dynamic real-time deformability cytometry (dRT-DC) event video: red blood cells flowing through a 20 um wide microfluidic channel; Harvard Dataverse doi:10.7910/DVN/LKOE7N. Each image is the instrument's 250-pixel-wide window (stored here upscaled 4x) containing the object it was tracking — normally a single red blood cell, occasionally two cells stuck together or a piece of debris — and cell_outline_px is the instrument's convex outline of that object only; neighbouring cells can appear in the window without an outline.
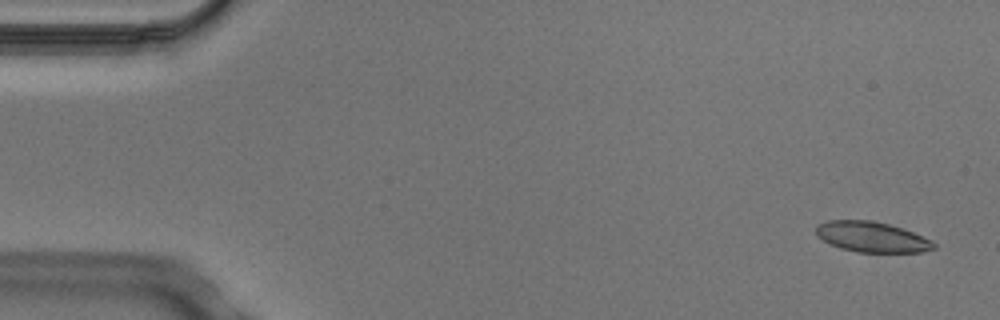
{"species": "Egyptian fruit bat (a non-hibernating species)", "species_latin": "Rousettus aegyptiacus", "temperature_condition": "cold", "stored_images_in_passage": 4, "camera_frame_rate_fps": 3000, "um_per_image_px": 0.085, "animal": {"sex": "male"}, "frame": {"image": 1, "passage_image": 1, "time_ms": 0.0, "image_size_px": [1000, 320], "cell_outline_px": [[936, 248], [924, 252], [856, 252], [840, 248], [816, 236], [816, 224], [828, 220], [872, 220], [888, 224], [912, 232], [932, 240], [936, 244]], "centroid_in_image_um": [74.1, 20.14], "position_along_channel_um": 10.9, "area_um2": 20.87}}
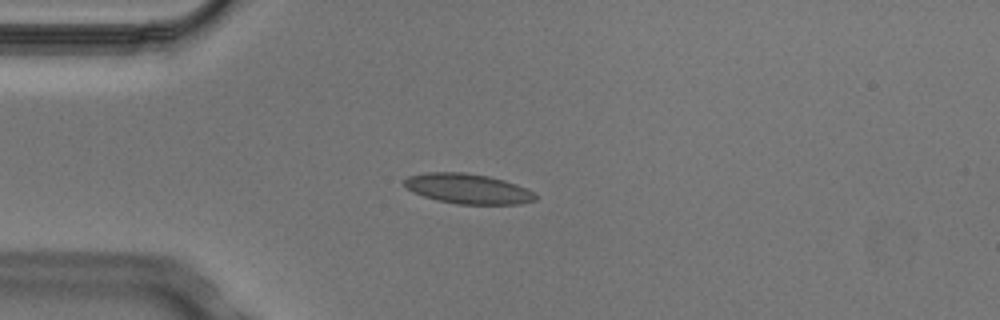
{"frame": {"image": 2, "passage_image": 4, "time_ms": 1.0, "image_size_px": [1000, 320], "cell_outline_px": [[536, 200], [520, 204], [456, 204], [436, 200], [412, 192], [404, 184], [404, 180], [408, 176], [424, 172], [464, 172], [488, 176], [504, 180], [516, 184], [536, 192]], "centroid_in_image_um": [39.78, 16.04], "position_along_channel_um": 45.2, "area_um2": 23.06}}